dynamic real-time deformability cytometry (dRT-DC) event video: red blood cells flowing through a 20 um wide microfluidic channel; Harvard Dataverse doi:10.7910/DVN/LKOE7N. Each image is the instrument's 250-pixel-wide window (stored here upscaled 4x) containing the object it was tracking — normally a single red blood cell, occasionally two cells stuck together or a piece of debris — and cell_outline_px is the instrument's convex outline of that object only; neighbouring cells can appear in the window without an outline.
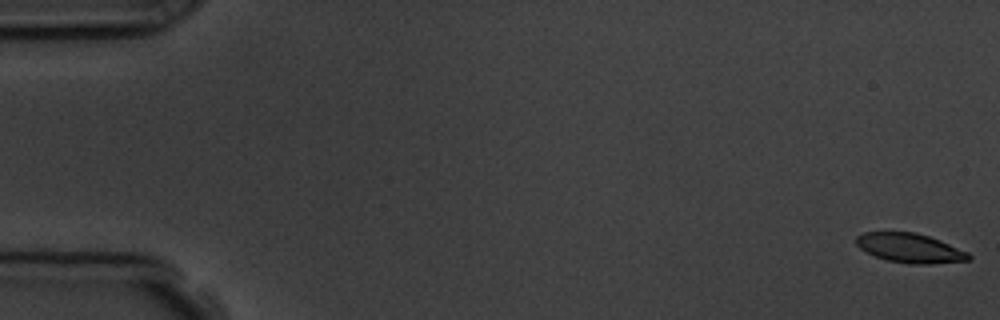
{"species": "common noctule bat (a hibernating species)", "species_latin": "Nyctalus noctula", "temperature_condition": "room temperature", "stored_images_in_passage": 5, "camera_frame_rate_fps": 3000, "um_per_image_px": 0.085, "animal": {"sex": "male", "body_mass_g": 19.5, "forearm_length_mm": 54.6}, "frame": {"image": 1, "passage_image": 1, "time_ms": 0.0, "image_size_px": [1000, 320], "cell_outline_px": [[972, 260], [928, 264], [908, 264], [888, 260], [876, 256], [860, 248], [856, 244], [856, 236], [864, 232], [916, 232], [940, 240], [968, 252], [972, 256]], "centroid_in_image_um": [77.37, 21.08], "position_along_channel_um": 7.6, "area_um2": 19.19}}
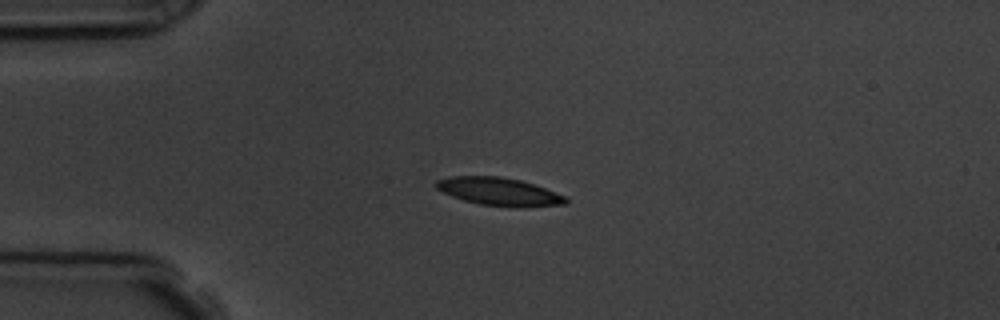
{"frame": {"image": 2, "passage_image": 4, "time_ms": 4.333, "image_size_px": [1000, 320], "cell_outline_px": [[568, 204], [520, 208], [516, 208], [480, 204], [464, 200], [452, 196], [436, 188], [432, 184], [436, 180], [448, 176], [500, 176], [520, 180], [568, 196]], "centroid_in_image_um": [42.44, 16.29], "position_along_channel_um": 42.6, "area_um2": 21.39}}